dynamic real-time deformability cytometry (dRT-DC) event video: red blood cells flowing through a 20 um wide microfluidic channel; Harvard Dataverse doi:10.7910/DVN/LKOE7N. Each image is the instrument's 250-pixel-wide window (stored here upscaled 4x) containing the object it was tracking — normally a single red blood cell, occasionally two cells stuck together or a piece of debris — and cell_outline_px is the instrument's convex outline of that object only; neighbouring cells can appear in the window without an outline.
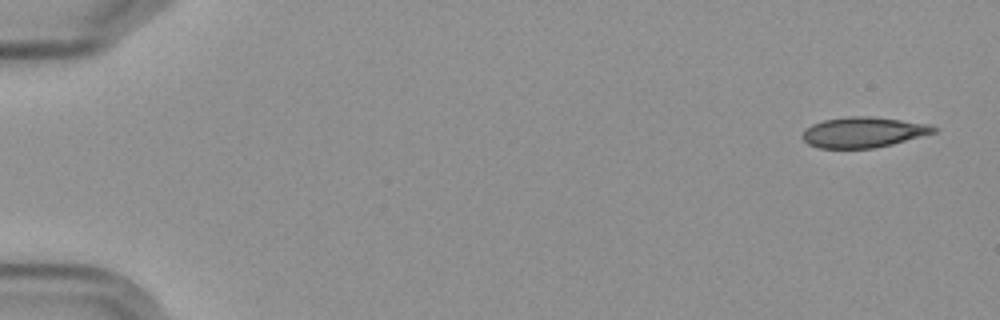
{"species": "Egyptian fruit bat (a non-hibernating species)", "species_latin": "Rousettus aegyptiacus", "temperature_condition": "cold", "stored_images_in_passage": 6, "camera_frame_rate_fps": 3000, "um_per_image_px": 0.085, "frame": {"image": 1, "passage_image": 1, "time_ms": 0.0, "image_size_px": [1000, 320], "cell_outline_px": [[936, 132], [892, 144], [872, 148], [820, 148], [808, 144], [800, 136], [812, 124], [824, 120], [848, 116], [872, 116], [928, 124], [936, 128]], "centroid_in_image_um": [73.36, 11.24], "position_along_channel_um": 11.6, "area_um2": 23.06}}
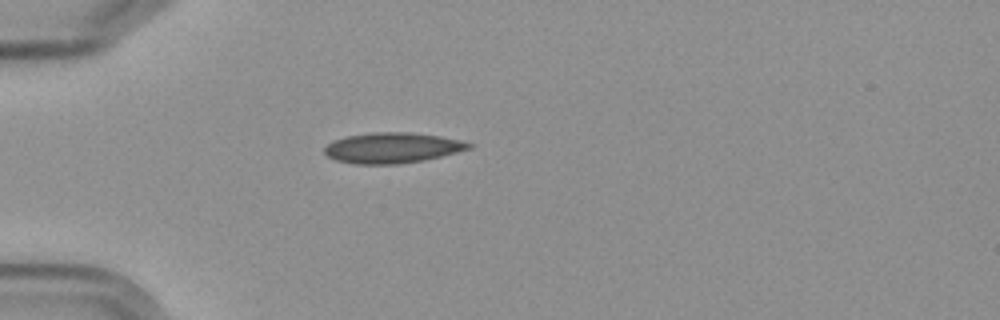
{"frame": {"image": 2, "passage_image": 5, "time_ms": 4.667, "image_size_px": [1000, 320], "cell_outline_px": [[476, 144], [472, 148], [424, 160], [396, 164], [352, 164], [336, 160], [328, 156], [324, 152], [324, 148], [332, 140], [348, 136], [372, 132], [408, 132], [440, 136], [460, 140]], "centroid_in_image_um": [33.34, 12.56], "position_along_channel_um": 51.7, "area_um2": 25.66}}